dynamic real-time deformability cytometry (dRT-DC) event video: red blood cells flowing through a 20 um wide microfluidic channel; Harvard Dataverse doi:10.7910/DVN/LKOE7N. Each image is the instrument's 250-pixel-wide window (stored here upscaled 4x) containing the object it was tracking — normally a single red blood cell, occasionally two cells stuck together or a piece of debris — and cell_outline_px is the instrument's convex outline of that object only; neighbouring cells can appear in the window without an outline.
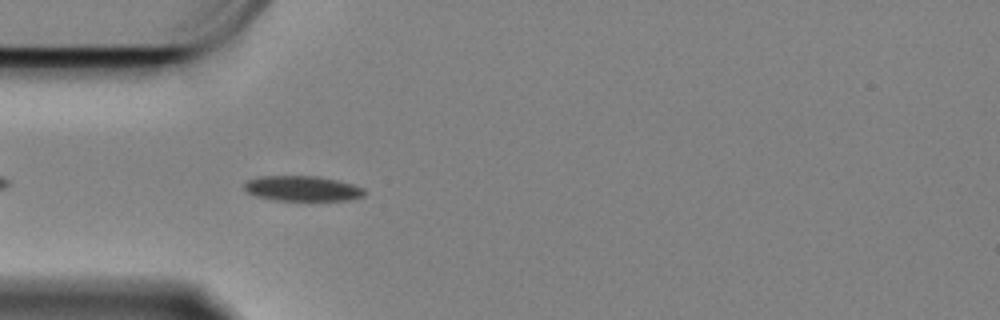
{"species": "Egyptian fruit bat (a non-hibernating species)", "species_latin": "Rousettus aegyptiacus", "temperature_condition": "cold", "stored_images_in_passage": 47, "camera_frame_rate_fps": 3000, "um_per_image_px": 0.085, "animal": {"sex": "female"}, "frame": {"image": 1, "passage_image": 5, "time_ms": 1.333, "image_size_px": [1000, 320], "cell_outline_px": [[364, 196], [348, 200], [272, 200], [256, 196], [248, 192], [244, 188], [244, 184], [248, 180], [260, 176], [316, 176], [336, 180], [352, 184], [364, 188]], "centroid_in_image_um": [25.69, 16.02], "position_along_channel_um": 59.3, "area_um2": 17.51}}
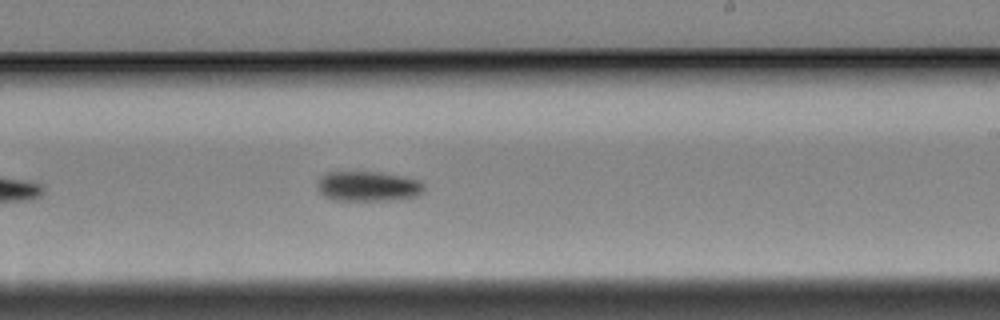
{"frame": {"image": 2, "passage_image": 23, "time_ms": 7.333, "image_size_px": [1000, 320], "cell_outline_px": [[424, 192], [420, 196], [392, 200], [332, 200], [324, 196], [316, 188], [320, 176], [328, 172], [380, 172], [404, 176], [420, 180], [424, 184]], "centroid_in_image_um": [31.31, 15.83], "position_along_channel_um": 257.7, "area_um2": 18.96}}
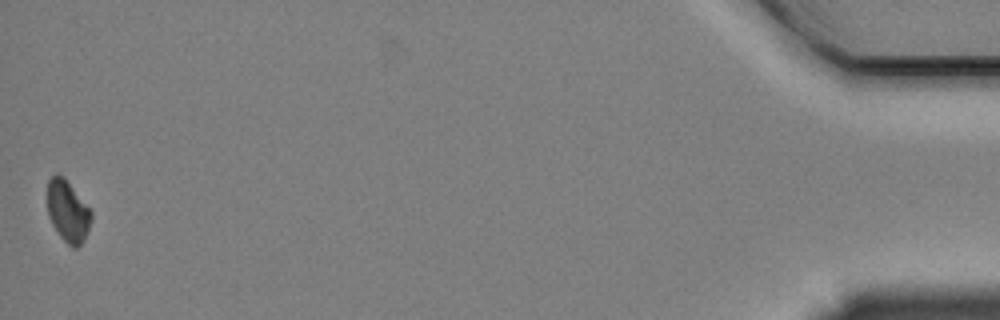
{"frame": {"image": 3, "passage_image": 47, "time_ms": 15.333, "image_size_px": [1000, 320], "cell_outline_px": [[92, 220], [88, 232], [84, 240], [76, 248], [72, 248], [60, 236], [52, 224], [48, 216], [48, 180], [56, 172], [64, 176], [92, 212]], "centroid_in_image_um": [5.77, 17.95], "position_along_channel_um": 429.4, "area_um2": 15.78}, "authors_computed_cell_mechanics": {"area_um2": 18.0914, "velocity_mm_per_s": 3.3283, "shape_relaxation_time_tau1_ms": 1.9196, "shape_relaxation_time_tau2_ms": null, "deformation_change_tau1": 0.0837, "deformation_change_tau2": null}}